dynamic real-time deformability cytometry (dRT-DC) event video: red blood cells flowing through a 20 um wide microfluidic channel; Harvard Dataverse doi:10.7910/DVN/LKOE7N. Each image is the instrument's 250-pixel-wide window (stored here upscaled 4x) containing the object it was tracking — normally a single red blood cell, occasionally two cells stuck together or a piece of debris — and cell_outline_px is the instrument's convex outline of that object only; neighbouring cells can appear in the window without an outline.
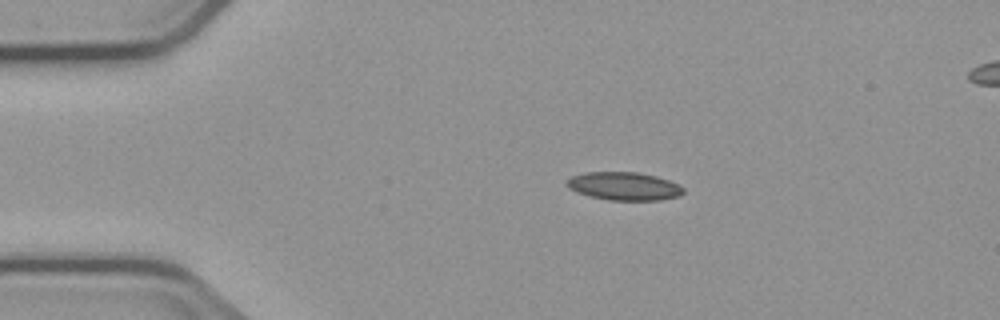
{"species": "common noctule bat (a hibernating species)", "species_latin": "Nyctalus noctula", "temperature_condition": "cold", "stored_images_in_passage": 4, "segment_of_instrument_passage": [1, 2], "camera_frame_rate_fps": 3000, "um_per_image_px": 0.085, "animal": {"sex": "male", "body_mass_g": 23.1, "forearm_length_mm": 52.7}, "frame": {"image": 1, "passage_image": 2, "time_ms": 1.333, "image_size_px": [1000, 320], "cell_outline_px": [[684, 192], [680, 196], [660, 200], [608, 200], [588, 196], [576, 192], [568, 188], [564, 184], [572, 176], [584, 172], [636, 172], [656, 176], [680, 184], [684, 188]], "centroid_in_image_um": [53.04, 15.83], "position_along_channel_um": 32.0, "area_um2": 19.31}}